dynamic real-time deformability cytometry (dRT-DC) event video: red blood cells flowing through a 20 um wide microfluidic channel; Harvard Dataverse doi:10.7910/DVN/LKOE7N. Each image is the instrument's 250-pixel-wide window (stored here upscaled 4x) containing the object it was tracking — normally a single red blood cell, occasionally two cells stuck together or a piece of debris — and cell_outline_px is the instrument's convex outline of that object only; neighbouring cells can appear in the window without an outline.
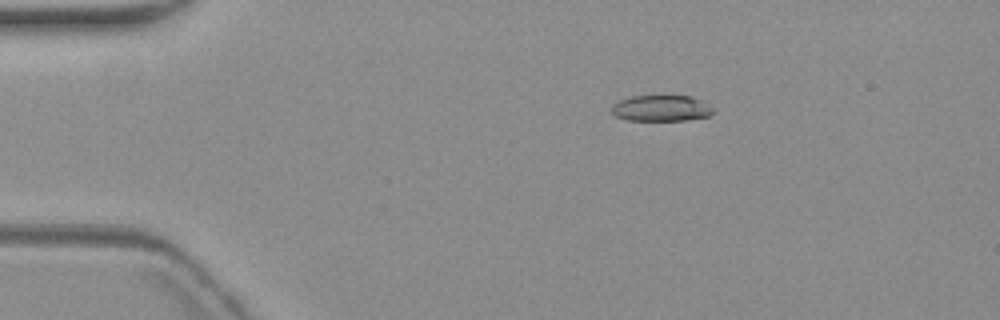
{"species": "common noctule bat (a hibernating species)", "species_latin": "Nyctalus noctula", "temperature_condition": "warm", "stored_images_in_passage": 5, "camera_frame_rate_fps": 3000, "um_per_image_px": 0.085, "animal": {"sex": "female", "body_mass_g": 19.3, "forearm_length_mm": 54.1}, "frame": {"image": 1, "passage_image": 3, "time_ms": 2.667, "image_size_px": [1000, 320], "cell_outline_px": [[712, 112], [708, 116], [684, 120], [628, 120], [616, 116], [612, 112], [612, 104], [620, 100], [632, 96], [692, 96], [700, 100], [712, 108]], "centroid_in_image_um": [56.17, 9.2], "position_along_channel_um": 28.8, "area_um2": 15.14}}